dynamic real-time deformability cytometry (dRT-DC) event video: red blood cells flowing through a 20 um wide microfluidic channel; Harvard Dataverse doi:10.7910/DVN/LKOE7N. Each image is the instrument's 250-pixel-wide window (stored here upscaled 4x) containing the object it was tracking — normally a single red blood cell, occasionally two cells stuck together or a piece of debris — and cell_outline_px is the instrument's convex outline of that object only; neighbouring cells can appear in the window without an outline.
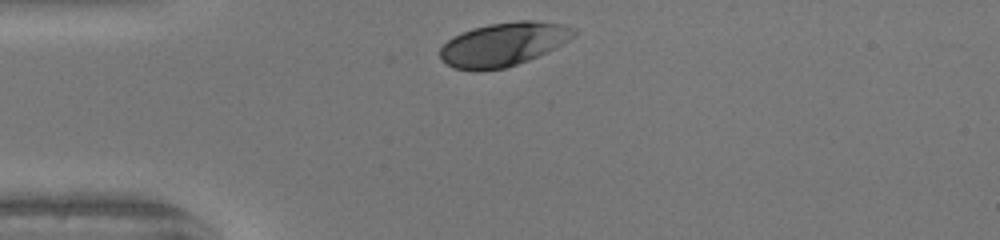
{"species": "human", "species_latin": "Homo sapiens", "temperature_condition": "warm", "stored_images_in_passage": 29, "camera_frame_rate_fps": 3000, "um_per_image_px": 0.085, "donor": {"sex": "female"}, "frame": {"image": 1, "passage_image": 1, "time_ms": 0.0, "image_size_px": [1000, 240], "cell_outline_px": [[576, 32], [568, 40], [528, 60], [504, 68], [476, 72], [472, 72], [452, 68], [440, 56], [440, 48], [452, 36], [460, 32], [472, 28], [488, 24], [520, 20], [532, 20], [564, 24], [576, 28]], "centroid_in_image_um": [42.74, 3.76], "position_along_channel_um": 42.3, "area_um2": 33.99}}
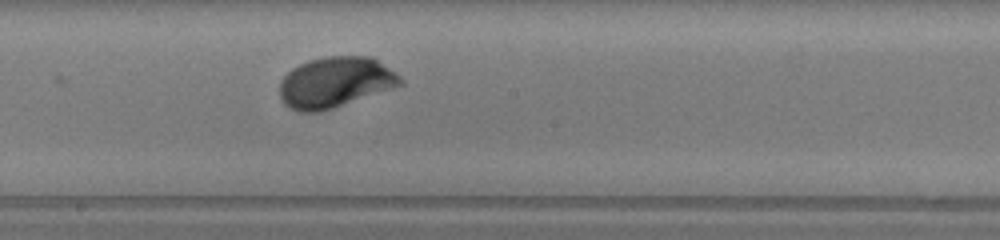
{"frame": {"image": 2, "passage_image": 16, "time_ms": 5.0, "image_size_px": [1000, 240], "cell_outline_px": [[404, 84], [320, 112], [300, 112], [284, 104], [280, 100], [280, 80], [292, 68], [308, 60], [328, 56], [372, 56], [400, 76], [404, 80]], "centroid_in_image_um": [28.48, 6.99], "position_along_channel_um": 219.7, "area_um2": 35.49}}
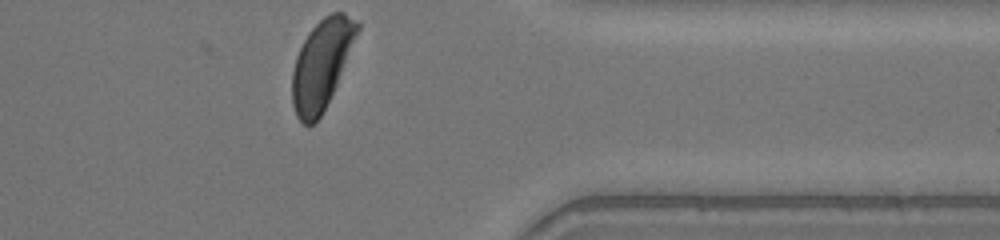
{"frame": {"image": 3, "passage_image": 29, "time_ms": 9.333, "image_size_px": [1000, 240], "cell_outline_px": [[360, 28], [336, 84], [320, 116], [312, 124], [304, 124], [296, 116], [292, 104], [292, 72], [296, 56], [308, 32], [324, 16], [332, 12], [344, 12], [360, 24]], "centroid_in_image_um": [27.31, 5.44], "position_along_channel_um": 384.1, "area_um2": 33.12}, "authors_computed_cell_mechanics": {"area_um2": 34.2176, "velocity_mm_per_s": 4.069, "shape_relaxation_time_tau1_ms": 2.0161, "shape_relaxation_time_tau2_ms": null, "deformation_change_tau1": 0.1498, "deformation_change_tau2": null}}